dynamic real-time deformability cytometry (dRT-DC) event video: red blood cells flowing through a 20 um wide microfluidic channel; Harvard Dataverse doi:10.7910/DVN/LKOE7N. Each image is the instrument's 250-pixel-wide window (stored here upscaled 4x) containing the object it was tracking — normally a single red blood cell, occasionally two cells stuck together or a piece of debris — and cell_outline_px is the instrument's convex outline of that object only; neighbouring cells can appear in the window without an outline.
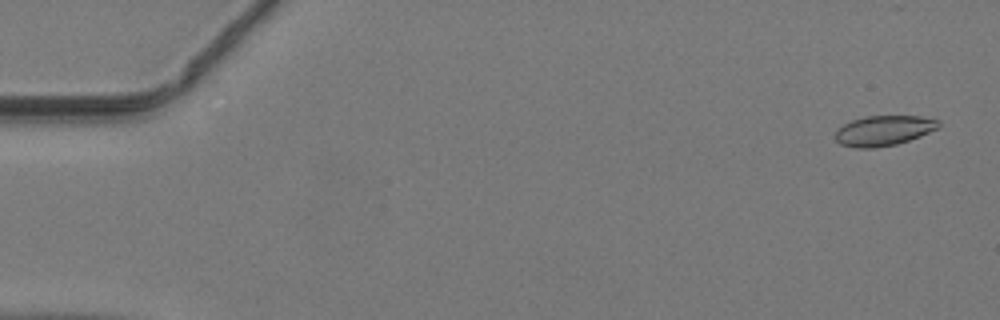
{"species": "common noctule bat (a hibernating species)", "species_latin": "Nyctalus noctula", "temperature_condition": "warm", "stored_images_in_passage": 11, "camera_frame_rate_fps": 3000, "um_per_image_px": 0.085, "animal": {"sex": "male", "body_mass_g": 19.2, "forearm_length_mm": 51.8}, "frame": {"image": 1, "passage_image": 2, "time_ms": 0.333, "image_size_px": [1000, 320], "cell_outline_px": [[940, 128], [920, 136], [896, 144], [872, 148], [856, 148], [840, 144], [836, 140], [836, 128], [852, 120], [864, 116], [920, 116], [940, 120]], "centroid_in_image_um": [75.12, 11.09], "position_along_channel_um": 9.9, "area_um2": 18.21}}